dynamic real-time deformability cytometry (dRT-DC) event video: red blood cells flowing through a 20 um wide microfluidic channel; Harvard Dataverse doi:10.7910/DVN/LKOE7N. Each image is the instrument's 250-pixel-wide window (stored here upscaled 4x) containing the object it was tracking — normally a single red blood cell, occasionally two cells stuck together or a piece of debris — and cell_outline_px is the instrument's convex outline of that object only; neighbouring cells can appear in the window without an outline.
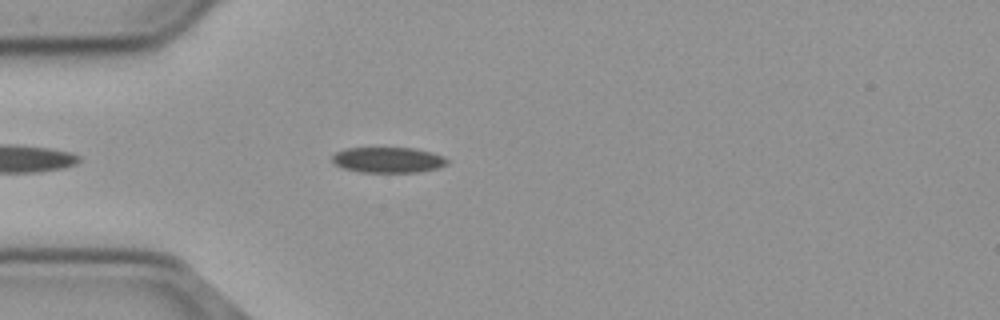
{"species": "common noctule bat (a hibernating species)", "species_latin": "Nyctalus noctula", "temperature_condition": "cold", "stored_images_in_passage": 20, "camera_frame_rate_fps": 3000, "um_per_image_px": 0.085, "animal": {"sex": "male", "body_mass_g": 23.1, "forearm_length_mm": 52.7}, "frame": {"image": 1, "passage_image": 6, "time_ms": 1.667, "image_size_px": [1000, 320], "cell_outline_px": [[448, 164], [440, 168], [416, 172], [364, 172], [344, 168], [336, 164], [332, 160], [332, 156], [336, 152], [344, 148], [412, 148], [432, 152], [444, 156], [448, 160]], "centroid_in_image_um": [33.03, 13.59], "position_along_channel_um": 52.0, "area_um2": 17.11}}
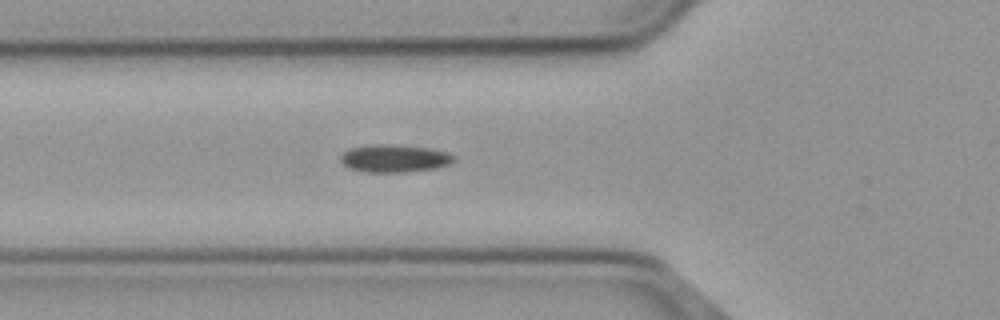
{"frame": {"image": 2, "passage_image": 10, "time_ms": 3.0, "image_size_px": [1000, 320], "cell_outline_px": [[456, 160], [448, 164], [436, 168], [408, 172], [368, 172], [348, 168], [340, 160], [340, 156], [344, 152], [352, 148], [372, 144], [388, 144], [428, 148], [448, 152], [456, 156]], "centroid_in_image_um": [33.55, 13.47], "position_along_channel_um": 92.2, "area_um2": 18.26}}
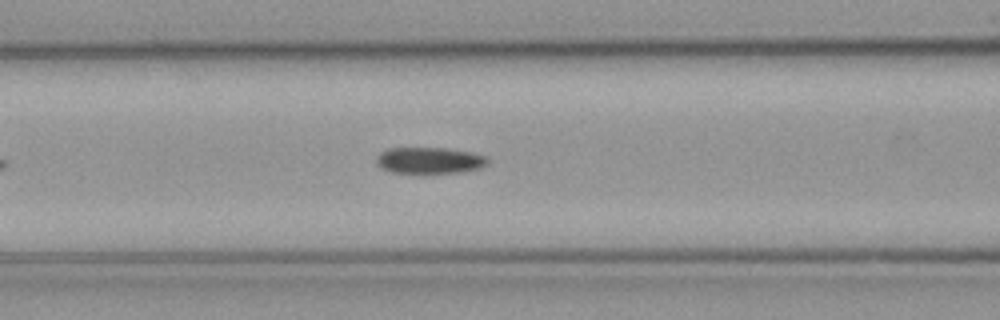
{"frame": {"image": 3, "passage_image": 13, "time_ms": 4.0, "image_size_px": [1000, 320], "cell_outline_px": [[488, 164], [480, 168], [460, 172], [392, 172], [380, 168], [376, 164], [376, 156], [380, 152], [388, 148], [448, 148], [472, 152], [488, 156]], "centroid_in_image_um": [36.51, 13.62], "position_along_channel_um": 130.1, "area_um2": 17.11}}